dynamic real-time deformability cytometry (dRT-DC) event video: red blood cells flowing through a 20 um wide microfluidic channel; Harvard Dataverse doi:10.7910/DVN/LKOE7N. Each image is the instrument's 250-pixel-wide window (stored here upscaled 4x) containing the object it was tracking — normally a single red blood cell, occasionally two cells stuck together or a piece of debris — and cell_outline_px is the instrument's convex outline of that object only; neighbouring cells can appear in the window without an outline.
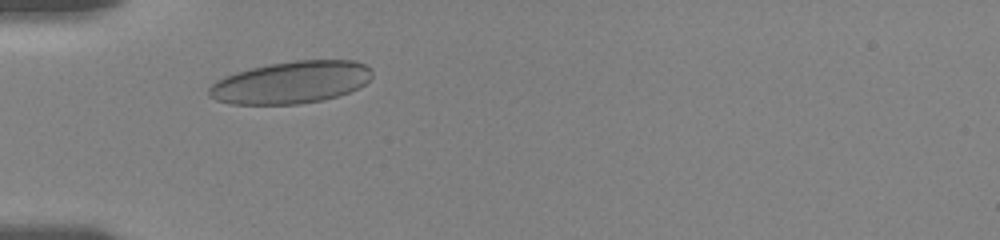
{"species": "human", "species_latin": "Homo sapiens", "temperature_condition": "room temperature", "stored_images_in_passage": 34, "camera_frame_rate_fps": 3000, "um_per_image_px": 0.085, "donor": {"sex": "female"}, "frame": {"image": 1, "passage_image": 3, "time_ms": 0.667, "image_size_px": [1000, 240], "cell_outline_px": [[372, 76], [360, 88], [324, 100], [300, 104], [232, 104], [216, 100], [208, 96], [208, 88], [216, 80], [224, 76], [236, 72], [252, 68], [272, 64], [296, 60], [352, 60], [364, 64], [372, 72]], "centroid_in_image_um": [24.72, 7.01], "position_along_channel_um": 60.3, "area_um2": 40.06}}
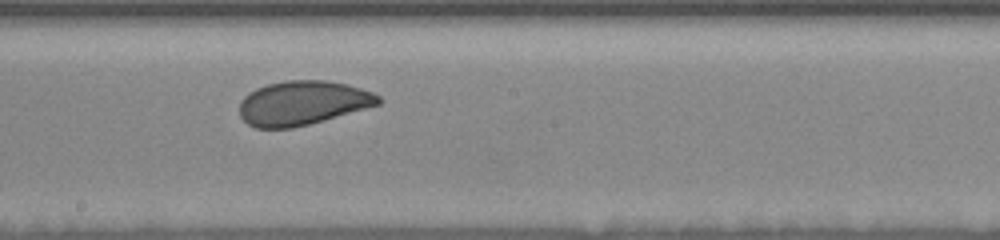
{"frame": {"image": 2, "passage_image": 17, "time_ms": 5.333, "image_size_px": [1000, 240], "cell_outline_px": [[384, 100], [380, 104], [324, 120], [292, 128], [256, 128], [248, 124], [240, 116], [240, 100], [248, 92], [256, 88], [268, 84], [284, 80], [324, 80], [348, 84], [372, 92], [380, 96]], "centroid_in_image_um": [25.72, 8.74], "position_along_channel_um": 222.5, "area_um2": 35.89}}
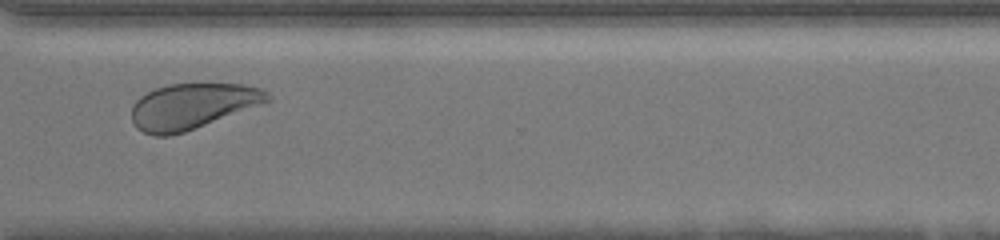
{"frame": {"image": 3, "passage_image": 28, "time_ms": 9.0, "image_size_px": [1000, 240], "cell_outline_px": [[272, 100], [184, 132], [168, 136], [152, 136], [136, 128], [132, 120], [132, 104], [140, 96], [156, 88], [172, 84], [244, 84], [260, 88], [268, 92], [272, 96]], "centroid_in_image_um": [16.33, 9.02], "position_along_channel_um": 354.3, "area_um2": 35.89}, "authors_computed_cell_mechanics": {"area_um2": 36.6163, "velocity_mm_per_s": 3.5974, "shape_relaxation_time_tau1_ms": 2.4285, "shape_relaxation_time_tau2_ms": 1.3417, "deformation_change_tau1": 0.0763, "deformation_change_tau2": 0.0705}}